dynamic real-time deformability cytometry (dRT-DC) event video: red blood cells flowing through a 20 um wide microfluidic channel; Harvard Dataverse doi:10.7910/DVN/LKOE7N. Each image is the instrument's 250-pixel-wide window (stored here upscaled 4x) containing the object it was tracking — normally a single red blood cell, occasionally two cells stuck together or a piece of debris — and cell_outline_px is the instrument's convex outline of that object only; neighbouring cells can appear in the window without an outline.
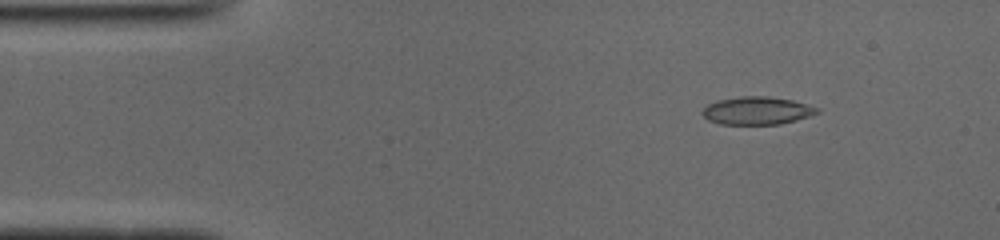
{"species": "common noctule bat (a hibernating species)", "species_latin": "Nyctalus noctula", "temperature_condition": "cold", "stored_images_in_passage": 50, "camera_frame_rate_fps": 3000, "um_per_image_px": 0.085, "animal": {"sex": "male", "body_mass_g": 19.0, "forearm_length_mm": 50.8}, "frame": {"image": 1, "passage_image": 6, "time_ms": 1.667, "image_size_px": [1000, 240], "cell_outline_px": [[820, 112], [796, 120], [780, 124], [720, 124], [708, 120], [700, 112], [708, 104], [716, 100], [740, 96], [768, 96], [792, 100], [820, 108]], "centroid_in_image_um": [64.33, 9.4], "position_along_channel_um": 20.7, "area_um2": 18.67}}
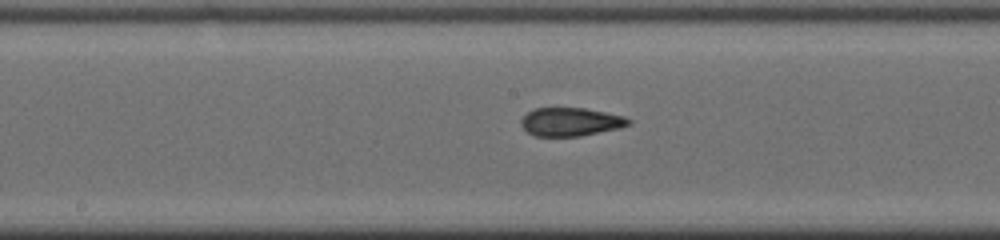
{"frame": {"image": 2, "passage_image": 25, "time_ms": 8.0, "image_size_px": [1000, 240], "cell_outline_px": [[632, 124], [616, 128], [580, 136], [536, 136], [528, 132], [520, 124], [520, 120], [528, 112], [536, 108], [584, 108], [624, 116], [632, 120]], "centroid_in_image_um": [48.49, 10.35], "position_along_channel_um": 199.7, "area_um2": 17.57}}
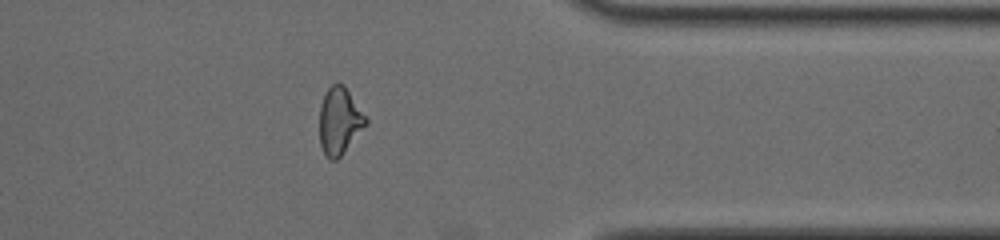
{"frame": {"image": 3, "passage_image": 40, "time_ms": 13.0, "image_size_px": [1000, 240], "cell_outline_px": [[368, 124], [340, 156], [336, 160], [332, 160], [324, 152], [320, 144], [320, 104], [328, 88], [332, 84], [344, 84], [368, 120]], "centroid_in_image_um": [28.87, 10.27], "position_along_channel_um": 382.5, "area_um2": 17.8}, "authors_computed_cell_mechanics": {"area_um2": 18.3226, "velocity_mm_per_s": 3.9429, "shape_relaxation_time_tau1_ms": null, "shape_relaxation_time_tau2_ms": 1.468, "deformation_change_tau1": null, "deformation_change_tau2": 0.0861}}